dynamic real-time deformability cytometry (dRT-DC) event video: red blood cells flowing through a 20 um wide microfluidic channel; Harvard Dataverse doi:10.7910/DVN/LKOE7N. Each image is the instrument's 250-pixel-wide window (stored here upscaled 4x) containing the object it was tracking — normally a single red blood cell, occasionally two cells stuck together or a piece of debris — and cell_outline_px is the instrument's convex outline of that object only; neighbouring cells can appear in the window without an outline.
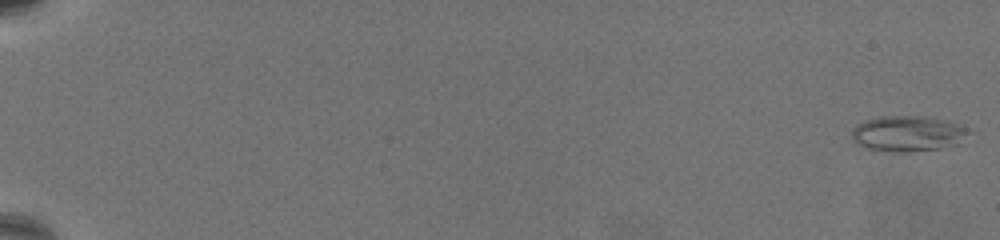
{"species": "common noctule bat (a hibernating species)", "species_latin": "Nyctalus noctula", "temperature_condition": "warm", "stored_images_in_passage": 68, "camera_frame_rate_fps": 3000, "um_per_image_px": 0.085, "animal": {"sex": "female", "body_mass_g": 19.5, "forearm_length_mm": 54.1}, "frame": {"image": 1, "passage_image": 1, "time_ms": 0.0, "image_size_px": [1000, 240], "cell_outline_px": [[968, 132], [960, 144], [944, 148], [900, 152], [892, 152], [868, 148], [856, 144], [852, 140], [852, 128], [856, 124], [864, 120], [880, 116], [924, 116], [948, 120], [964, 128]], "centroid_in_image_um": [77.12, 11.35], "position_along_channel_um": 7.9, "area_um2": 24.33}}
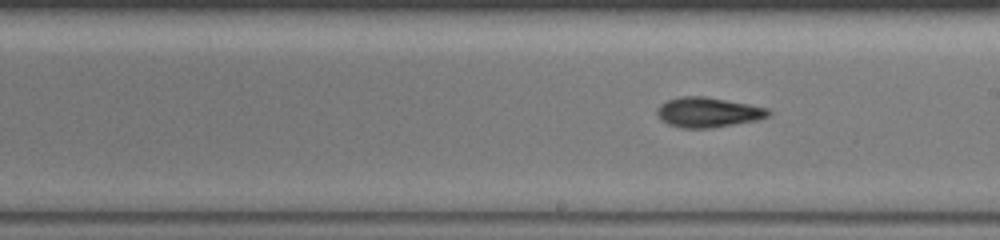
{"frame": {"image": 2, "passage_image": 42, "time_ms": 13.667, "image_size_px": [1000, 240], "cell_outline_px": [[772, 112], [768, 116], [760, 120], [712, 128], [684, 128], [668, 124], [660, 120], [656, 112], [656, 108], [660, 104], [668, 100], [680, 96], [704, 96], [748, 104], [768, 108]], "centroid_in_image_um": [60.18, 9.55], "position_along_channel_um": 228.8, "area_um2": 19.59}}
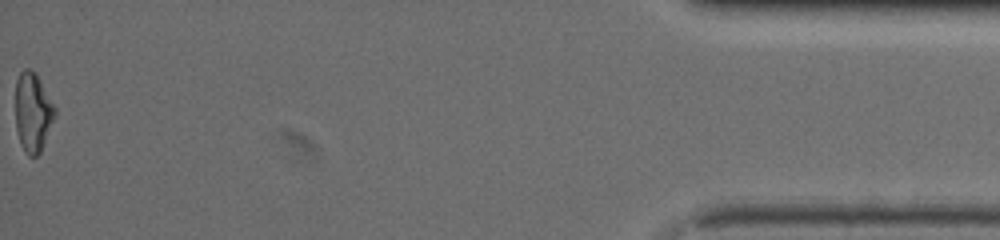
{"frame": {"image": 3, "passage_image": 68, "time_ms": 22.333, "image_size_px": [1000, 240], "cell_outline_px": [[56, 116], [40, 152], [36, 156], [28, 156], [24, 152], [20, 144], [16, 128], [16, 80], [20, 72], [24, 68], [28, 68], [36, 72], [56, 108]], "centroid_in_image_um": [2.8, 9.53], "position_along_channel_um": 432.4, "area_um2": 18.38}, "authors_computed_cell_mechanics": {"area_um2": 18.9006, "velocity_mm_per_s": 3.2824, "shape_relaxation_time_tau1_ms": 7.6491, "shape_relaxation_time_tau2_ms": 3.6642, "deformation_change_tau1": 0.2233, "deformation_change_tau2": 0.1178}}